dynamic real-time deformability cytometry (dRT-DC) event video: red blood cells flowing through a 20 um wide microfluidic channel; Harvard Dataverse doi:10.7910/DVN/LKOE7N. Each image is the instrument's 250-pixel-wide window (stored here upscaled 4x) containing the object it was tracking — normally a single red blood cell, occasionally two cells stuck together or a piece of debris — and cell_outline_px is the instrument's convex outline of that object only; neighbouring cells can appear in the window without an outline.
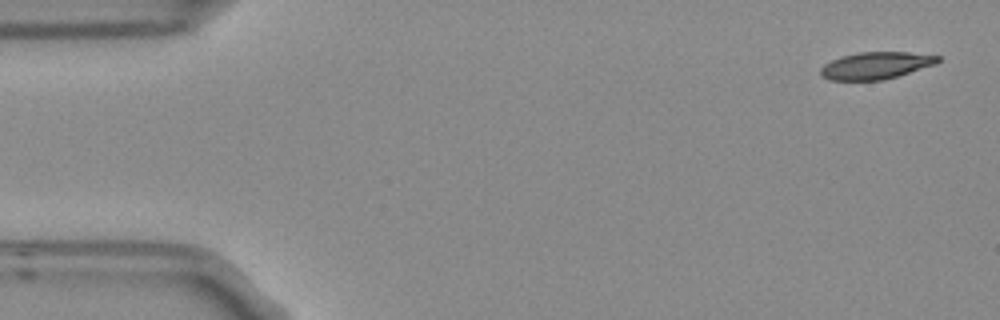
{"species": "Egyptian fruit bat (a non-hibernating species)", "species_latin": "Rousettus aegyptiacus", "temperature_condition": "room temperature", "stored_images_in_passage": 4, "camera_frame_rate_fps": 3000, "um_per_image_px": 0.085, "frame": {"image": 1, "passage_image": 1, "time_ms": 0.0, "image_size_px": [1000, 320], "cell_outline_px": [[940, 60], [936, 64], [884, 80], [828, 80], [820, 76], [820, 68], [824, 64], [840, 56], [860, 52], [908, 52], [940, 56]], "centroid_in_image_um": [74.42, 5.57], "position_along_channel_um": 10.6, "area_um2": 18.55}}
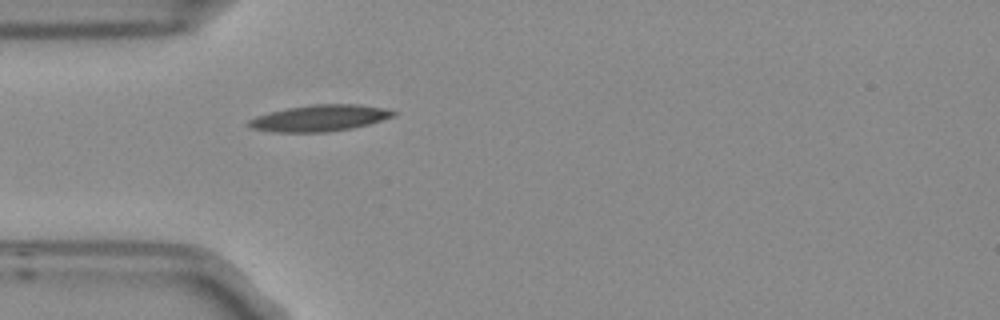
{"frame": {"image": 2, "passage_image": 4, "time_ms": 1.0, "image_size_px": [1000, 320], "cell_outline_px": [[396, 116], [368, 124], [352, 128], [328, 132], [272, 132], [252, 128], [244, 124], [248, 120], [256, 116], [268, 112], [308, 104], [360, 104], [388, 108], [396, 112]], "centroid_in_image_um": [27.17, 10.03], "position_along_channel_um": 57.8, "area_um2": 22.54}}